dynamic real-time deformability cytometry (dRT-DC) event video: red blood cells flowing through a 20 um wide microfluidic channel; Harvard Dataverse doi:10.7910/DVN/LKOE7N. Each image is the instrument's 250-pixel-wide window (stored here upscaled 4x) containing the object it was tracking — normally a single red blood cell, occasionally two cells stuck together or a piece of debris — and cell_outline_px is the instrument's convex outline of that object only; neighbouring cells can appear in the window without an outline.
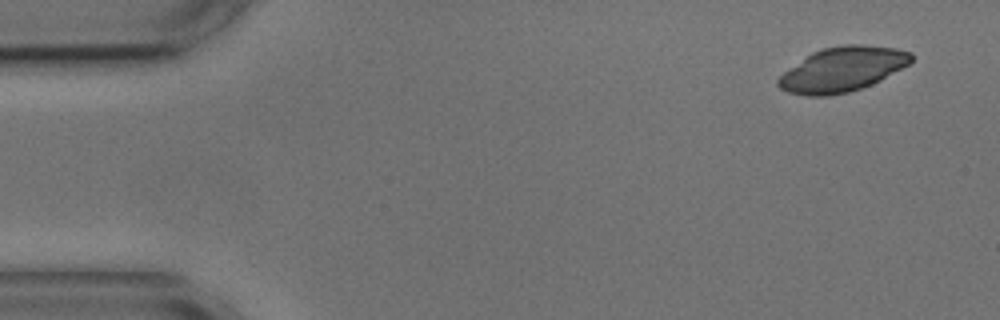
{"species": "common noctule bat (a hibernating species)", "species_latin": "Nyctalus noctula", "temperature_condition": "cold", "stored_images_in_passage": 3, "camera_frame_rate_fps": 3000, "um_per_image_px": 0.085, "animal": {"sex": "male", "body_mass_g": 17.9, "forearm_length_mm": 54.2}, "frame": {"image": 1, "passage_image": 1, "time_ms": 0.0, "image_size_px": [1000, 320], "cell_outline_px": [[912, 60], [908, 64], [880, 80], [872, 84], [848, 92], [828, 96], [808, 96], [788, 92], [780, 88], [776, 84], [776, 80], [784, 72], [812, 52], [824, 48], [844, 44], [864, 44], [896, 48], [912, 52]], "centroid_in_image_um": [71.59, 5.89], "position_along_channel_um": 13.4, "area_um2": 34.39}}